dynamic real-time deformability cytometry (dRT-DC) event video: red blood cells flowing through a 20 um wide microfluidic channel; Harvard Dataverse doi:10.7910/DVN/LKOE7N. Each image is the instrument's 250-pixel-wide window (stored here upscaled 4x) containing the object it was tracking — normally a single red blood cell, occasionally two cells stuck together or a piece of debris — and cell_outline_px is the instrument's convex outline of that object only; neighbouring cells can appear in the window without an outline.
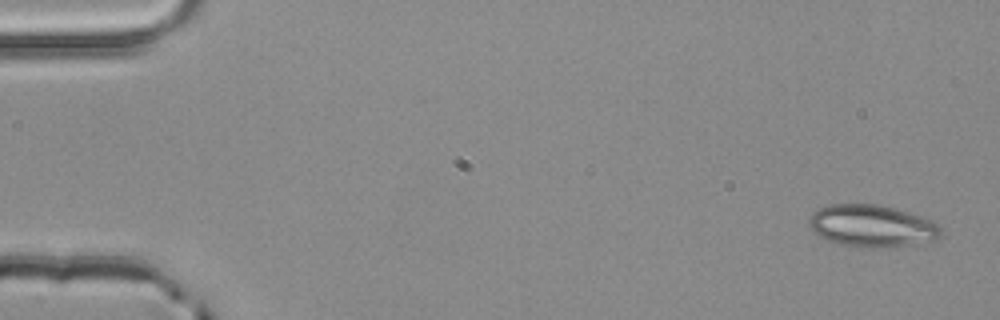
{"species": "common noctule bat (a hibernating species)", "species_latin": "Nyctalus noctula", "temperature_condition": "room temperature", "stored_images_in_passage": 4, "camera_frame_rate_fps": 3000, "um_per_image_px": 0.085, "animal": {"sex": "male", "body_mass_g": 20.4}, "frame": {"image": 1, "passage_image": 1, "time_ms": 0.0, "image_size_px": [1000, 320], "cell_outline_px": [[940, 236], [936, 240], [888, 248], [864, 248], [836, 244], [812, 232], [808, 224], [808, 220], [812, 212], [828, 204], [880, 204], [896, 208], [936, 220], [940, 228]], "centroid_in_image_um": [74.11, 19.21], "position_along_channel_um": 10.9, "area_um2": 33.06}}